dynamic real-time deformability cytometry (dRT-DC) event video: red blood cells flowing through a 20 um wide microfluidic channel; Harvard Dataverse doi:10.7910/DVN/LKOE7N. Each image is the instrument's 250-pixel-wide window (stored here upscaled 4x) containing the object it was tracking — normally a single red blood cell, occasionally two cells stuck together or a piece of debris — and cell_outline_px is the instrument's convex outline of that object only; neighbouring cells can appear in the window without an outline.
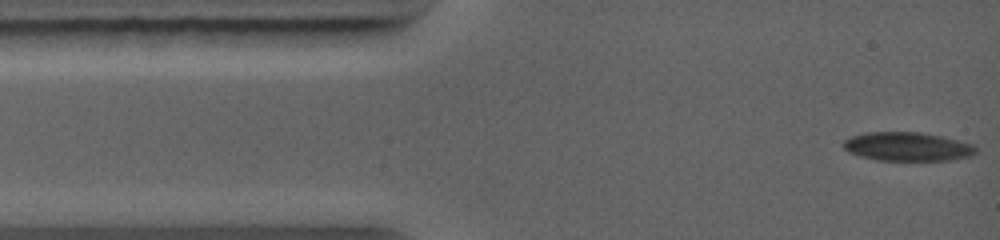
{"species": "common noctule bat (a hibernating species)", "species_latin": "Nyctalus noctula", "temperature_condition": "warm", "stored_images_in_passage": 59, "camera_frame_rate_fps": 5000, "um_per_image_px": 0.085, "animal": {"sex": "female", "body_mass_g": 19.0, "forearm_length_mm": 56.7}, "frame": {"image": 1, "passage_image": 1, "time_ms": 0.0, "image_size_px": [1000, 240], "cell_outline_px": [[976, 152], [972, 156], [952, 160], [876, 160], [860, 156], [848, 152], [844, 148], [844, 140], [852, 136], [864, 132], [920, 132], [940, 136], [972, 144], [976, 148]], "centroid_in_image_um": [77.12, 12.46], "position_along_channel_um": 7.9, "area_um2": 22.14}}
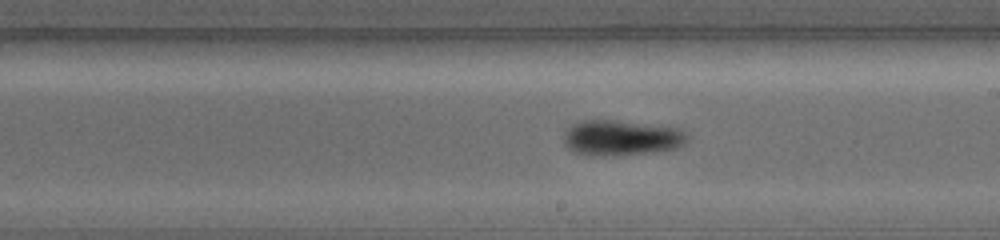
{"frame": {"image": 2, "passage_image": 28, "time_ms": 6.2, "image_size_px": [1000, 240], "cell_outline_px": [[688, 140], [684, 144], [676, 148], [648, 152], [576, 152], [568, 148], [564, 144], [564, 132], [572, 124], [580, 120], [612, 120], [680, 128], [688, 132]], "centroid_in_image_um": [52.87, 11.64], "position_along_channel_um": 236.1, "area_um2": 24.22}}
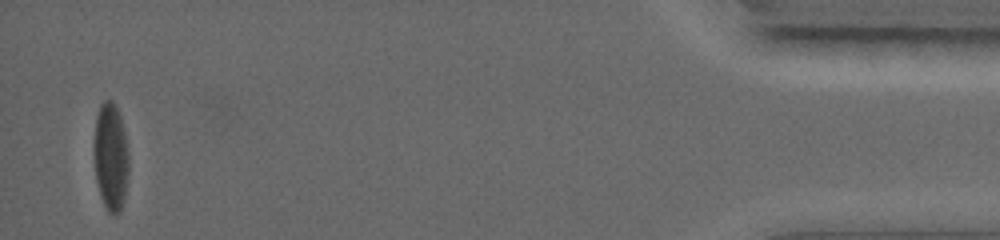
{"frame": {"image": 3, "passage_image": 59, "time_ms": 12.6, "image_size_px": [1000, 240], "cell_outline_px": [[128, 172], [124, 200], [120, 212], [108, 212], [100, 196], [96, 180], [92, 148], [96, 116], [100, 104], [104, 100], [112, 100], [116, 104], [120, 116], [124, 132], [128, 152]], "centroid_in_image_um": [9.38, 13.28], "position_along_channel_um": 425.8, "area_um2": 22.14}}